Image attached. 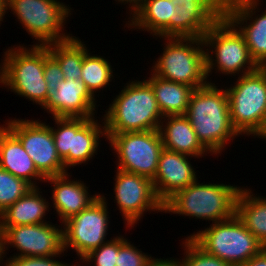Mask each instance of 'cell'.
Masks as SVG:
<instances>
[{
  "label": "cell",
  "mask_w": 266,
  "mask_h": 266,
  "mask_svg": "<svg viewBox=\"0 0 266 266\" xmlns=\"http://www.w3.org/2000/svg\"><path fill=\"white\" fill-rule=\"evenodd\" d=\"M251 191L248 187H241L236 199L235 214L266 248V198Z\"/></svg>",
  "instance_id": "cell-26"
},
{
  "label": "cell",
  "mask_w": 266,
  "mask_h": 266,
  "mask_svg": "<svg viewBox=\"0 0 266 266\" xmlns=\"http://www.w3.org/2000/svg\"><path fill=\"white\" fill-rule=\"evenodd\" d=\"M147 81L152 86L163 117L185 115L193 88L191 86L162 79L152 72Z\"/></svg>",
  "instance_id": "cell-25"
},
{
  "label": "cell",
  "mask_w": 266,
  "mask_h": 266,
  "mask_svg": "<svg viewBox=\"0 0 266 266\" xmlns=\"http://www.w3.org/2000/svg\"><path fill=\"white\" fill-rule=\"evenodd\" d=\"M241 187L233 184L198 182L175 193L163 204V213L179 214L212 223L230 219L236 212Z\"/></svg>",
  "instance_id": "cell-3"
},
{
  "label": "cell",
  "mask_w": 266,
  "mask_h": 266,
  "mask_svg": "<svg viewBox=\"0 0 266 266\" xmlns=\"http://www.w3.org/2000/svg\"><path fill=\"white\" fill-rule=\"evenodd\" d=\"M39 190V186L31 187L13 205L7 207L0 214V227L48 223L45 217L50 203Z\"/></svg>",
  "instance_id": "cell-23"
},
{
  "label": "cell",
  "mask_w": 266,
  "mask_h": 266,
  "mask_svg": "<svg viewBox=\"0 0 266 266\" xmlns=\"http://www.w3.org/2000/svg\"><path fill=\"white\" fill-rule=\"evenodd\" d=\"M260 1L224 0L223 15L239 28L238 31L245 38L250 56L255 63L259 67H266V10L256 14L260 12Z\"/></svg>",
  "instance_id": "cell-16"
},
{
  "label": "cell",
  "mask_w": 266,
  "mask_h": 266,
  "mask_svg": "<svg viewBox=\"0 0 266 266\" xmlns=\"http://www.w3.org/2000/svg\"><path fill=\"white\" fill-rule=\"evenodd\" d=\"M53 120L57 126L55 129L50 125L49 127L58 156L67 170L84 164L97 155L100 138H106L104 121L98 122L95 117H54Z\"/></svg>",
  "instance_id": "cell-10"
},
{
  "label": "cell",
  "mask_w": 266,
  "mask_h": 266,
  "mask_svg": "<svg viewBox=\"0 0 266 266\" xmlns=\"http://www.w3.org/2000/svg\"><path fill=\"white\" fill-rule=\"evenodd\" d=\"M5 14H6V0H0V24H2L1 21L3 22Z\"/></svg>",
  "instance_id": "cell-39"
},
{
  "label": "cell",
  "mask_w": 266,
  "mask_h": 266,
  "mask_svg": "<svg viewBox=\"0 0 266 266\" xmlns=\"http://www.w3.org/2000/svg\"><path fill=\"white\" fill-rule=\"evenodd\" d=\"M9 47L0 63V84L42 107L49 91L44 78V46ZM2 64V65H1Z\"/></svg>",
  "instance_id": "cell-4"
},
{
  "label": "cell",
  "mask_w": 266,
  "mask_h": 266,
  "mask_svg": "<svg viewBox=\"0 0 266 266\" xmlns=\"http://www.w3.org/2000/svg\"><path fill=\"white\" fill-rule=\"evenodd\" d=\"M242 266H266V248H263Z\"/></svg>",
  "instance_id": "cell-36"
},
{
  "label": "cell",
  "mask_w": 266,
  "mask_h": 266,
  "mask_svg": "<svg viewBox=\"0 0 266 266\" xmlns=\"http://www.w3.org/2000/svg\"><path fill=\"white\" fill-rule=\"evenodd\" d=\"M202 39L208 80L214 69L219 74L242 76L259 68L250 56L245 38L224 15L209 28Z\"/></svg>",
  "instance_id": "cell-5"
},
{
  "label": "cell",
  "mask_w": 266,
  "mask_h": 266,
  "mask_svg": "<svg viewBox=\"0 0 266 266\" xmlns=\"http://www.w3.org/2000/svg\"><path fill=\"white\" fill-rule=\"evenodd\" d=\"M9 10L31 38H35L33 45L47 46L72 37L63 33L72 8L59 0H6L7 14Z\"/></svg>",
  "instance_id": "cell-8"
},
{
  "label": "cell",
  "mask_w": 266,
  "mask_h": 266,
  "mask_svg": "<svg viewBox=\"0 0 266 266\" xmlns=\"http://www.w3.org/2000/svg\"><path fill=\"white\" fill-rule=\"evenodd\" d=\"M38 120H7L4 124L22 143L37 170L45 177L68 173L58 156L49 124Z\"/></svg>",
  "instance_id": "cell-13"
},
{
  "label": "cell",
  "mask_w": 266,
  "mask_h": 266,
  "mask_svg": "<svg viewBox=\"0 0 266 266\" xmlns=\"http://www.w3.org/2000/svg\"><path fill=\"white\" fill-rule=\"evenodd\" d=\"M3 258L2 232L0 231V263H5V260H3Z\"/></svg>",
  "instance_id": "cell-40"
},
{
  "label": "cell",
  "mask_w": 266,
  "mask_h": 266,
  "mask_svg": "<svg viewBox=\"0 0 266 266\" xmlns=\"http://www.w3.org/2000/svg\"><path fill=\"white\" fill-rule=\"evenodd\" d=\"M118 254L119 236H115L99 248L90 251L81 259V263L94 262L93 266H115Z\"/></svg>",
  "instance_id": "cell-31"
},
{
  "label": "cell",
  "mask_w": 266,
  "mask_h": 266,
  "mask_svg": "<svg viewBox=\"0 0 266 266\" xmlns=\"http://www.w3.org/2000/svg\"><path fill=\"white\" fill-rule=\"evenodd\" d=\"M187 238H192L207 253L232 266L244 265L264 248L236 214L230 219L212 223Z\"/></svg>",
  "instance_id": "cell-7"
},
{
  "label": "cell",
  "mask_w": 266,
  "mask_h": 266,
  "mask_svg": "<svg viewBox=\"0 0 266 266\" xmlns=\"http://www.w3.org/2000/svg\"><path fill=\"white\" fill-rule=\"evenodd\" d=\"M107 204L105 195L100 193L87 208L62 223L64 251L67 252L71 247L81 260L90 251L109 241L106 239L110 223Z\"/></svg>",
  "instance_id": "cell-12"
},
{
  "label": "cell",
  "mask_w": 266,
  "mask_h": 266,
  "mask_svg": "<svg viewBox=\"0 0 266 266\" xmlns=\"http://www.w3.org/2000/svg\"><path fill=\"white\" fill-rule=\"evenodd\" d=\"M96 98L80 80L64 79L41 107L54 117L94 118Z\"/></svg>",
  "instance_id": "cell-18"
},
{
  "label": "cell",
  "mask_w": 266,
  "mask_h": 266,
  "mask_svg": "<svg viewBox=\"0 0 266 266\" xmlns=\"http://www.w3.org/2000/svg\"><path fill=\"white\" fill-rule=\"evenodd\" d=\"M76 265H77V266H80L81 264H78V263H77V264L74 265V264L72 263V266H76Z\"/></svg>",
  "instance_id": "cell-41"
},
{
  "label": "cell",
  "mask_w": 266,
  "mask_h": 266,
  "mask_svg": "<svg viewBox=\"0 0 266 266\" xmlns=\"http://www.w3.org/2000/svg\"><path fill=\"white\" fill-rule=\"evenodd\" d=\"M72 175L66 173L60 176H50L44 182L53 186L52 197L53 208L59 216L61 223L70 217L79 214L82 210L92 204L100 194L90 195L89 187L81 180H72ZM53 184V185H52ZM54 189V190H53Z\"/></svg>",
  "instance_id": "cell-20"
},
{
  "label": "cell",
  "mask_w": 266,
  "mask_h": 266,
  "mask_svg": "<svg viewBox=\"0 0 266 266\" xmlns=\"http://www.w3.org/2000/svg\"><path fill=\"white\" fill-rule=\"evenodd\" d=\"M184 257L180 259L181 266H232L218 257L207 253L192 238H184L182 241Z\"/></svg>",
  "instance_id": "cell-30"
},
{
  "label": "cell",
  "mask_w": 266,
  "mask_h": 266,
  "mask_svg": "<svg viewBox=\"0 0 266 266\" xmlns=\"http://www.w3.org/2000/svg\"><path fill=\"white\" fill-rule=\"evenodd\" d=\"M116 171L114 201L126 228H134L147 211L163 212V203L156 196L151 179L119 169Z\"/></svg>",
  "instance_id": "cell-14"
},
{
  "label": "cell",
  "mask_w": 266,
  "mask_h": 266,
  "mask_svg": "<svg viewBox=\"0 0 266 266\" xmlns=\"http://www.w3.org/2000/svg\"><path fill=\"white\" fill-rule=\"evenodd\" d=\"M163 52L151 72L165 80L198 89L209 81L206 75L205 47L202 38L162 37Z\"/></svg>",
  "instance_id": "cell-6"
},
{
  "label": "cell",
  "mask_w": 266,
  "mask_h": 266,
  "mask_svg": "<svg viewBox=\"0 0 266 266\" xmlns=\"http://www.w3.org/2000/svg\"><path fill=\"white\" fill-rule=\"evenodd\" d=\"M158 131L166 150L196 158H202L210 153L198 140L186 115L165 116Z\"/></svg>",
  "instance_id": "cell-22"
},
{
  "label": "cell",
  "mask_w": 266,
  "mask_h": 266,
  "mask_svg": "<svg viewBox=\"0 0 266 266\" xmlns=\"http://www.w3.org/2000/svg\"><path fill=\"white\" fill-rule=\"evenodd\" d=\"M192 156L163 149L159 156L157 173L152 180L156 196L164 204L178 191L198 179L191 162Z\"/></svg>",
  "instance_id": "cell-19"
},
{
  "label": "cell",
  "mask_w": 266,
  "mask_h": 266,
  "mask_svg": "<svg viewBox=\"0 0 266 266\" xmlns=\"http://www.w3.org/2000/svg\"><path fill=\"white\" fill-rule=\"evenodd\" d=\"M175 1L145 0L126 23L130 29H141L157 38L170 37V19H174Z\"/></svg>",
  "instance_id": "cell-24"
},
{
  "label": "cell",
  "mask_w": 266,
  "mask_h": 266,
  "mask_svg": "<svg viewBox=\"0 0 266 266\" xmlns=\"http://www.w3.org/2000/svg\"><path fill=\"white\" fill-rule=\"evenodd\" d=\"M85 42L72 36L62 42L47 45L49 53L58 61L64 79L78 80L82 75V65L85 53L88 51Z\"/></svg>",
  "instance_id": "cell-27"
},
{
  "label": "cell",
  "mask_w": 266,
  "mask_h": 266,
  "mask_svg": "<svg viewBox=\"0 0 266 266\" xmlns=\"http://www.w3.org/2000/svg\"><path fill=\"white\" fill-rule=\"evenodd\" d=\"M106 137L117 154L116 169L154 179L164 149L158 130L106 133Z\"/></svg>",
  "instance_id": "cell-11"
},
{
  "label": "cell",
  "mask_w": 266,
  "mask_h": 266,
  "mask_svg": "<svg viewBox=\"0 0 266 266\" xmlns=\"http://www.w3.org/2000/svg\"><path fill=\"white\" fill-rule=\"evenodd\" d=\"M31 187L24 179L15 177L0 168V214L20 199Z\"/></svg>",
  "instance_id": "cell-29"
},
{
  "label": "cell",
  "mask_w": 266,
  "mask_h": 266,
  "mask_svg": "<svg viewBox=\"0 0 266 266\" xmlns=\"http://www.w3.org/2000/svg\"><path fill=\"white\" fill-rule=\"evenodd\" d=\"M52 222L13 227H0L2 232L3 257L6 251L15 247L13 256L46 257L64 253L63 229Z\"/></svg>",
  "instance_id": "cell-15"
},
{
  "label": "cell",
  "mask_w": 266,
  "mask_h": 266,
  "mask_svg": "<svg viewBox=\"0 0 266 266\" xmlns=\"http://www.w3.org/2000/svg\"><path fill=\"white\" fill-rule=\"evenodd\" d=\"M60 255H52L46 257H36V256H10L6 258L5 266H72L70 263L60 262L57 259Z\"/></svg>",
  "instance_id": "cell-34"
},
{
  "label": "cell",
  "mask_w": 266,
  "mask_h": 266,
  "mask_svg": "<svg viewBox=\"0 0 266 266\" xmlns=\"http://www.w3.org/2000/svg\"><path fill=\"white\" fill-rule=\"evenodd\" d=\"M152 258L119 235V254L115 266H146Z\"/></svg>",
  "instance_id": "cell-32"
},
{
  "label": "cell",
  "mask_w": 266,
  "mask_h": 266,
  "mask_svg": "<svg viewBox=\"0 0 266 266\" xmlns=\"http://www.w3.org/2000/svg\"><path fill=\"white\" fill-rule=\"evenodd\" d=\"M0 168L24 179L32 187H37L38 181L46 179L37 170L20 140L5 125L0 126Z\"/></svg>",
  "instance_id": "cell-21"
},
{
  "label": "cell",
  "mask_w": 266,
  "mask_h": 266,
  "mask_svg": "<svg viewBox=\"0 0 266 266\" xmlns=\"http://www.w3.org/2000/svg\"><path fill=\"white\" fill-rule=\"evenodd\" d=\"M257 136V138H261L263 140H266V117L265 120L263 122V125L261 127V129L255 134V137Z\"/></svg>",
  "instance_id": "cell-38"
},
{
  "label": "cell",
  "mask_w": 266,
  "mask_h": 266,
  "mask_svg": "<svg viewBox=\"0 0 266 266\" xmlns=\"http://www.w3.org/2000/svg\"><path fill=\"white\" fill-rule=\"evenodd\" d=\"M111 101L103 115L106 133L158 130L164 118L155 93L147 81H129Z\"/></svg>",
  "instance_id": "cell-2"
},
{
  "label": "cell",
  "mask_w": 266,
  "mask_h": 266,
  "mask_svg": "<svg viewBox=\"0 0 266 266\" xmlns=\"http://www.w3.org/2000/svg\"><path fill=\"white\" fill-rule=\"evenodd\" d=\"M178 258H167V259H161V258H154L152 257L146 266H181V261H179Z\"/></svg>",
  "instance_id": "cell-35"
},
{
  "label": "cell",
  "mask_w": 266,
  "mask_h": 266,
  "mask_svg": "<svg viewBox=\"0 0 266 266\" xmlns=\"http://www.w3.org/2000/svg\"><path fill=\"white\" fill-rule=\"evenodd\" d=\"M211 81L193 90L185 115L198 140L210 155L215 156L221 155L222 151L227 149L225 145H228L229 140L232 142L240 135L231 123L226 89L218 88L219 86Z\"/></svg>",
  "instance_id": "cell-1"
},
{
  "label": "cell",
  "mask_w": 266,
  "mask_h": 266,
  "mask_svg": "<svg viewBox=\"0 0 266 266\" xmlns=\"http://www.w3.org/2000/svg\"><path fill=\"white\" fill-rule=\"evenodd\" d=\"M110 62L102 56L91 55L88 51L85 53L82 65V75L80 80L86 85L90 93H95L109 86L114 79L113 70Z\"/></svg>",
  "instance_id": "cell-28"
},
{
  "label": "cell",
  "mask_w": 266,
  "mask_h": 266,
  "mask_svg": "<svg viewBox=\"0 0 266 266\" xmlns=\"http://www.w3.org/2000/svg\"><path fill=\"white\" fill-rule=\"evenodd\" d=\"M170 37L202 38L223 16L224 0H175Z\"/></svg>",
  "instance_id": "cell-17"
},
{
  "label": "cell",
  "mask_w": 266,
  "mask_h": 266,
  "mask_svg": "<svg viewBox=\"0 0 266 266\" xmlns=\"http://www.w3.org/2000/svg\"><path fill=\"white\" fill-rule=\"evenodd\" d=\"M225 89L233 128L239 135L255 136L266 117V67L239 76Z\"/></svg>",
  "instance_id": "cell-9"
},
{
  "label": "cell",
  "mask_w": 266,
  "mask_h": 266,
  "mask_svg": "<svg viewBox=\"0 0 266 266\" xmlns=\"http://www.w3.org/2000/svg\"><path fill=\"white\" fill-rule=\"evenodd\" d=\"M118 3H122V4H129L130 9H128L130 17H132L134 15V13L143 5L145 0H117ZM131 6V7H130Z\"/></svg>",
  "instance_id": "cell-37"
},
{
  "label": "cell",
  "mask_w": 266,
  "mask_h": 266,
  "mask_svg": "<svg viewBox=\"0 0 266 266\" xmlns=\"http://www.w3.org/2000/svg\"><path fill=\"white\" fill-rule=\"evenodd\" d=\"M44 78L47 82L49 93L54 92L57 89V85L64 80L60 65L49 53L47 46H44Z\"/></svg>",
  "instance_id": "cell-33"
}]
</instances>
